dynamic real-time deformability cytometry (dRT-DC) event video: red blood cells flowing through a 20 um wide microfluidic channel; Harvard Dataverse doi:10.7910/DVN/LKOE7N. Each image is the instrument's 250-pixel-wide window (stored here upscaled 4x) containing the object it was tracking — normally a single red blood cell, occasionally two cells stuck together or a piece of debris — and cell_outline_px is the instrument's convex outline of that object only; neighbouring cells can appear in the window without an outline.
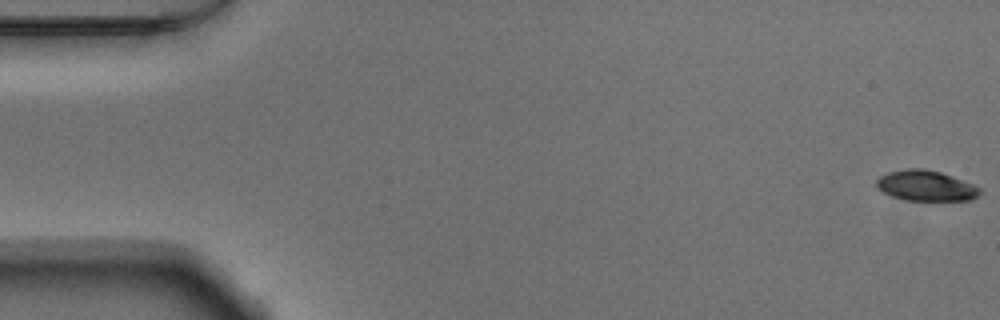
{"species": "Egyptian fruit bat (a non-hibernating species)", "species_latin": "Rousettus aegyptiacus", "temperature_condition": "warm", "stored_images_in_passage": 49, "camera_frame_rate_fps": 3000, "um_per_image_px": 0.085, "animal": {"sex": "male"}, "frame": {"image": 1, "passage_image": 1, "time_ms": 0.0, "image_size_px": [1000, 320], "cell_outline_px": [[980, 192], [972, 200], [904, 200], [892, 196], [876, 188], [876, 180], [880, 176], [888, 172], [908, 168], [924, 168], [940, 172], [972, 184], [980, 188]], "centroid_in_image_um": [78.66, 15.78], "position_along_channel_um": 6.3, "area_um2": 18.21}}
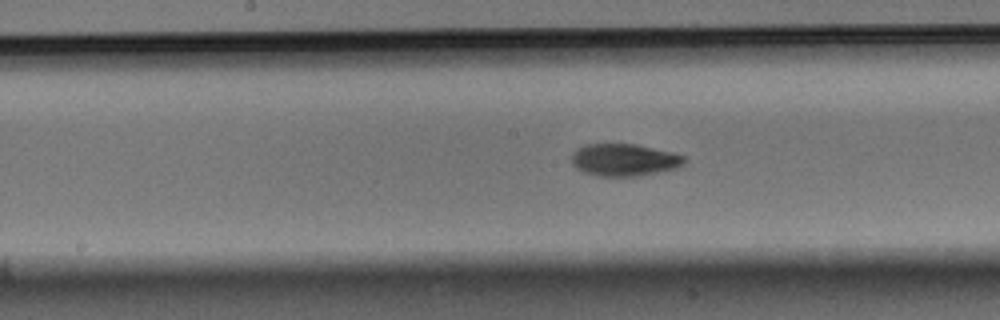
{"frame": {"image": 2, "passage_image": 27, "time_ms": 8.667, "image_size_px": [1000, 320], "cell_outline_px": [[684, 164], [676, 168], [640, 176], [596, 176], [584, 172], [576, 168], [572, 164], [572, 152], [576, 148], [584, 144], [636, 144], [684, 156]], "centroid_in_image_um": [52.99, 13.59], "position_along_channel_um": 195.2, "area_um2": 21.1}}
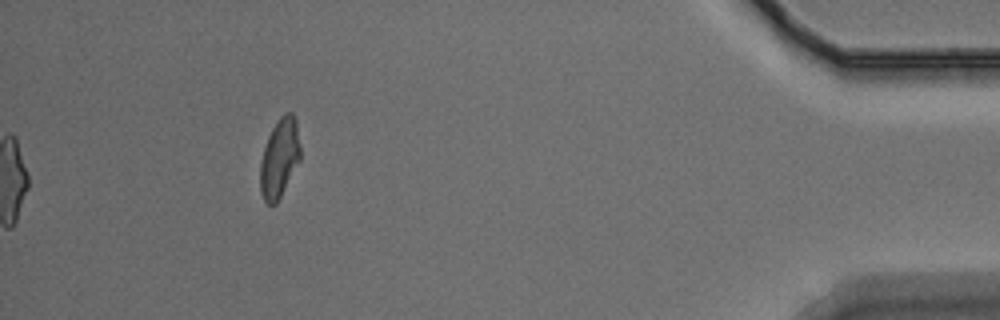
{"frame": {"image": 3, "passage_image": 49, "time_ms": 16.0, "image_size_px": [1000, 320], "cell_outline_px": [[300, 160], [276, 204], [268, 204], [264, 200], [260, 192], [260, 164], [264, 148], [268, 136], [272, 128], [280, 116], [284, 112], [292, 112], [296, 120], [300, 144]], "centroid_in_image_um": [23.76, 13.42], "position_along_channel_um": 411.4, "area_um2": 18.44}, "authors_computed_cell_mechanics": {"area_um2": 20.23, "velocity_mm_per_s": 3.814, "shape_relaxation_time_tau1_ms": 3.2494, "shape_relaxation_time_tau2_ms": 1.4339, "deformation_change_tau1": 0.1553, "deformation_change_tau2": 0.068}}